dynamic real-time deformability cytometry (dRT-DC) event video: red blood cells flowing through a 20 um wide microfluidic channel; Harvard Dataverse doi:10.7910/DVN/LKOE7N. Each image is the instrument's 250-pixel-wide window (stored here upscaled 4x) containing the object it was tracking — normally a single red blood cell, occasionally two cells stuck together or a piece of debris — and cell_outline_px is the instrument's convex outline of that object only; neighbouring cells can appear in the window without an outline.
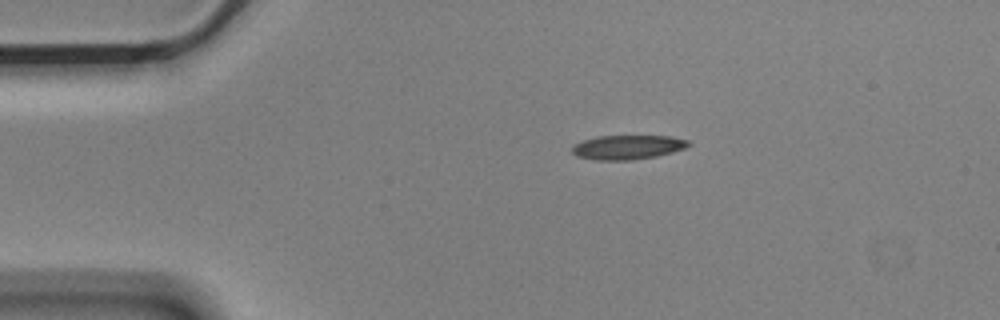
{"species": "Egyptian fruit bat (a non-hibernating species)", "species_latin": "Rousettus aegyptiacus", "temperature_condition": "cold", "stored_images_in_passage": 6, "camera_frame_rate_fps": 3000, "um_per_image_px": 0.085, "animal": {"sex": "male"}, "frame": {"image": 1, "passage_image": 1, "time_ms": 0.0, "image_size_px": [1000, 320], "cell_outline_px": [[692, 144], [684, 148], [672, 152], [656, 156], [628, 160], [596, 160], [576, 156], [572, 152], [572, 144], [596, 136], [668, 136], [688, 140]], "centroid_in_image_um": [53.31, 12.51], "position_along_channel_um": 31.7, "area_um2": 16.42}}
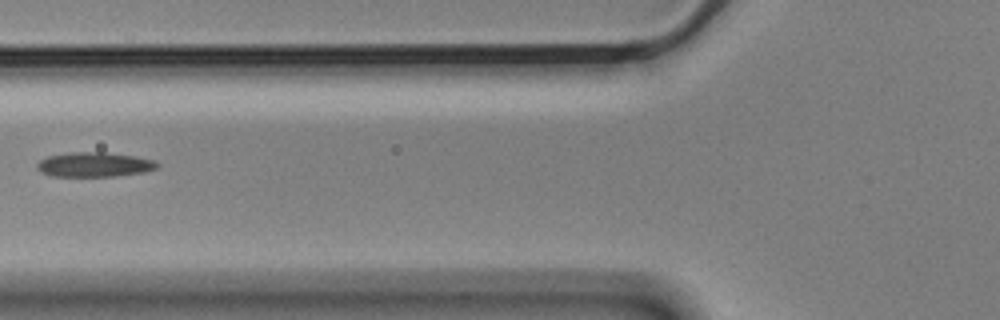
{"frame": {"image": 2, "passage_image": 4, "time_ms": 1.0, "image_size_px": [1000, 320], "cell_outline_px": [[160, 164], [156, 168], [144, 172], [112, 176], [52, 176], [40, 172], [36, 168], [36, 164], [40, 160], [48, 156], [72, 152], [104, 152], [132, 156], [156, 160]], "centroid_in_image_um": [8.0, 13.99], "position_along_channel_um": 117.8, "area_um2": 17.17}}
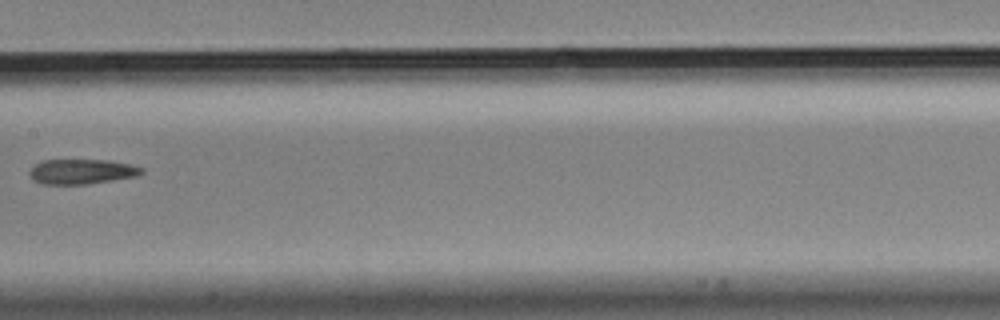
{"frame": {"image": 3, "passage_image": 6, "time_ms": 1.667, "image_size_px": [1000, 320], "cell_outline_px": [[144, 172], [136, 176], [88, 184], [40, 184], [32, 180], [28, 172], [36, 164], [44, 160], [108, 160], [128, 164], [144, 168]], "centroid_in_image_um": [6.92, 14.59], "position_along_channel_um": 200.5, "area_um2": 16.24}}